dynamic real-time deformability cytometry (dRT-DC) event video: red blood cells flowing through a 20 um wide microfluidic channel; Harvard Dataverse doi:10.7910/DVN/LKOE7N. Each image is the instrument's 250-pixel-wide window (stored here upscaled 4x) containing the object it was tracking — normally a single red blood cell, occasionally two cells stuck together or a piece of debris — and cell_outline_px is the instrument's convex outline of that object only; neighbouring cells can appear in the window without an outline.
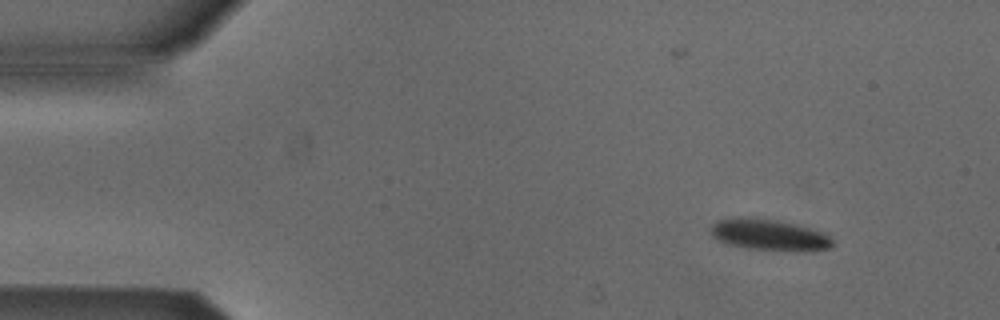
{"species": "Egyptian fruit bat (a non-hibernating species)", "species_latin": "Rousettus aegyptiacus", "temperature_condition": "cold", "stored_images_in_passage": 5, "camera_frame_rate_fps": 3000, "um_per_image_px": 0.085, "animal": {"sex": "male"}, "frame": {"image": 1, "passage_image": 1, "time_ms": 0.0, "image_size_px": [1000, 320], "cell_outline_px": [[836, 244], [832, 248], [812, 252], [776, 252], [748, 248], [728, 244], [712, 236], [712, 224], [720, 220], [776, 220], [824, 232]], "centroid_in_image_um": [65.55, 20.06], "position_along_channel_um": 19.5, "area_um2": 21.79}}
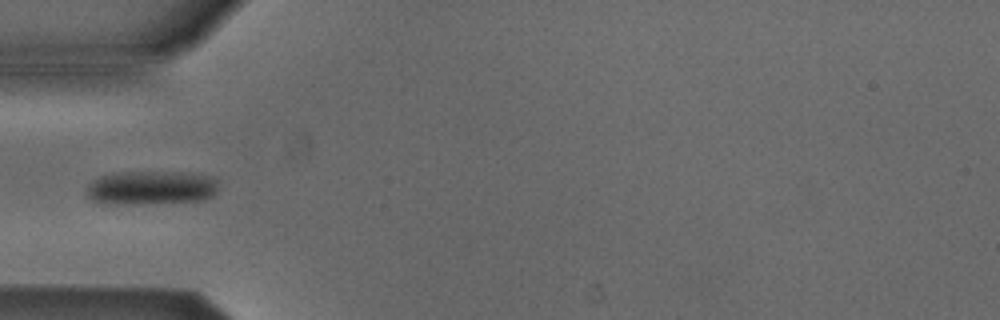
{"frame": {"image": 2, "passage_image": 4, "time_ms": 1.0, "image_size_px": [1000, 320], "cell_outline_px": [[216, 192], [212, 196], [200, 200], [144, 204], [100, 204], [92, 200], [88, 196], [88, 188], [100, 176], [124, 172], [180, 172], [208, 176], [216, 180]], "centroid_in_image_um": [12.83, 15.98], "position_along_channel_um": 72.2, "area_um2": 25.72}}
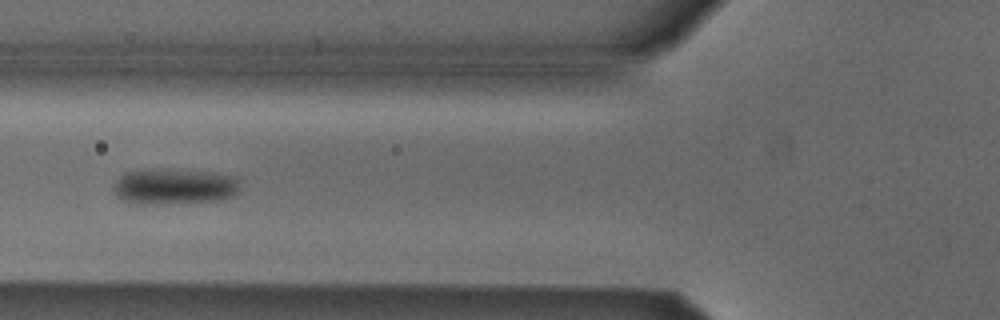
{"frame": {"image": 3, "passage_image": 5, "time_ms": 1.333, "image_size_px": [1000, 320], "cell_outline_px": [[240, 180], [236, 196], [220, 200], [144, 204], [136, 204], [120, 200], [116, 196], [112, 188], [116, 180], [120, 176], [128, 172], [140, 168], [160, 168], [212, 172], [236, 176]], "centroid_in_image_um": [14.79, 15.82], "position_along_channel_um": 111.0, "area_um2": 26.93}}